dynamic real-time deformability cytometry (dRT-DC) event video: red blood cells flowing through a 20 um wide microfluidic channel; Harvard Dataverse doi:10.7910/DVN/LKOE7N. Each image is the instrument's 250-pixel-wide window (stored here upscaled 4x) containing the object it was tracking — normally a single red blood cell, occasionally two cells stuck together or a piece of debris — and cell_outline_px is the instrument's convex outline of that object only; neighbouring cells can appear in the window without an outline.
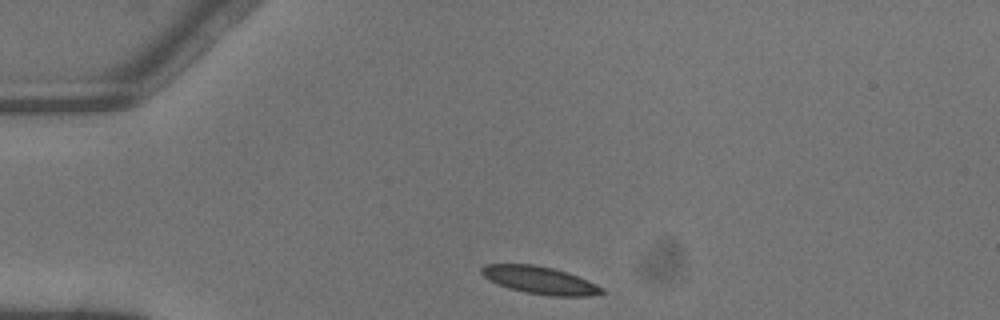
{"species": "common noctule bat (a hibernating species)", "species_latin": "Nyctalus noctula", "temperature_condition": "warm", "stored_images_in_passage": 2, "camera_frame_rate_fps": 3000, "um_per_image_px": 0.085, "animal": {"sex": "male", "body_mass_g": 13.3}, "frame": {"image": 1, "passage_image": 1, "time_ms": 0.0, "image_size_px": [1000, 320], "cell_outline_px": [[604, 292], [588, 296], [548, 296], [524, 292], [508, 288], [488, 280], [480, 272], [480, 268], [484, 264], [536, 264], [552, 268], [576, 276], [596, 284], [604, 288]], "centroid_in_image_um": [45.83, 23.82], "position_along_channel_um": 39.2, "area_um2": 19.25}}